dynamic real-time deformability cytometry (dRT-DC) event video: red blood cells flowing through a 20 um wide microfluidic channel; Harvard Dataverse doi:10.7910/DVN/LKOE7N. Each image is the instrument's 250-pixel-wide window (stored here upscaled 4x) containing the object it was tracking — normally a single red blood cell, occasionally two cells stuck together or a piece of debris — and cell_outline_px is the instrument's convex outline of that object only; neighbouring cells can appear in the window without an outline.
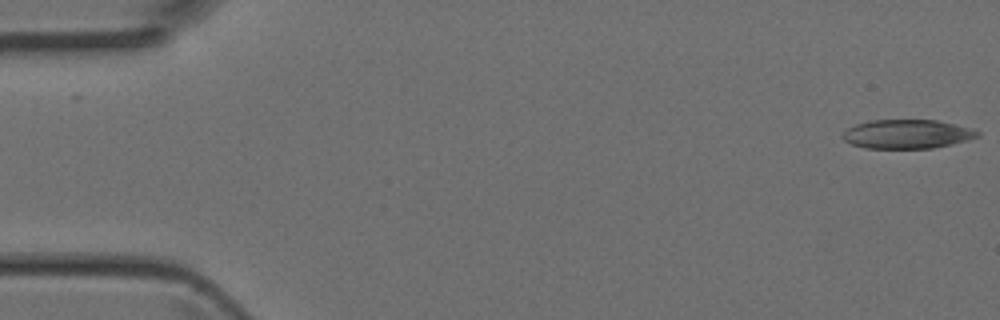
{"species": "Egyptian fruit bat (a non-hibernating species)", "species_latin": "Rousettus aegyptiacus", "temperature_condition": "room temperature", "stored_images_in_passage": 4, "camera_frame_rate_fps": 3000, "um_per_image_px": 0.085, "animal": {"sex": "female"}, "frame": {"image": 1, "passage_image": 1, "time_ms": 0.0, "image_size_px": [1000, 320], "cell_outline_px": [[980, 136], [968, 140], [952, 144], [932, 148], [864, 148], [852, 144], [844, 140], [840, 136], [848, 128], [856, 124], [872, 120], [936, 120], [956, 124], [980, 132]], "centroid_in_image_um": [77.1, 11.4], "position_along_channel_um": 7.9, "area_um2": 22.72}}
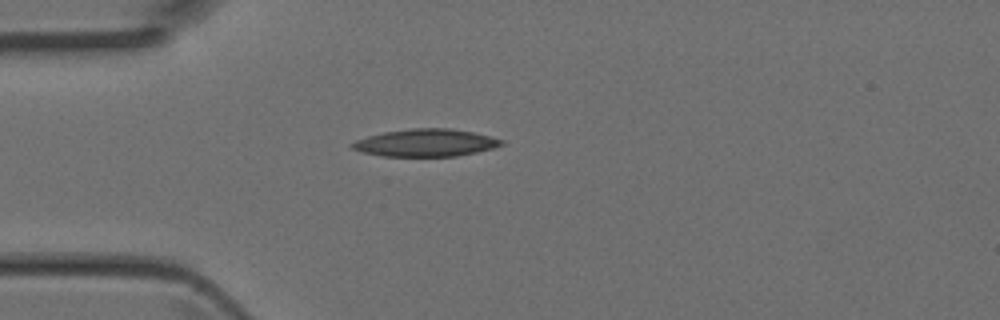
{"frame": {"image": 2, "passage_image": 4, "time_ms": 1.0, "image_size_px": [1000, 320], "cell_outline_px": [[504, 144], [492, 148], [476, 152], [456, 156], [384, 156], [364, 152], [352, 148], [348, 144], [356, 140], [368, 136], [384, 132], [412, 128], [452, 128], [472, 132], [504, 140]], "centroid_in_image_um": [36.18, 12.13], "position_along_channel_um": 48.8, "area_um2": 23.7}}